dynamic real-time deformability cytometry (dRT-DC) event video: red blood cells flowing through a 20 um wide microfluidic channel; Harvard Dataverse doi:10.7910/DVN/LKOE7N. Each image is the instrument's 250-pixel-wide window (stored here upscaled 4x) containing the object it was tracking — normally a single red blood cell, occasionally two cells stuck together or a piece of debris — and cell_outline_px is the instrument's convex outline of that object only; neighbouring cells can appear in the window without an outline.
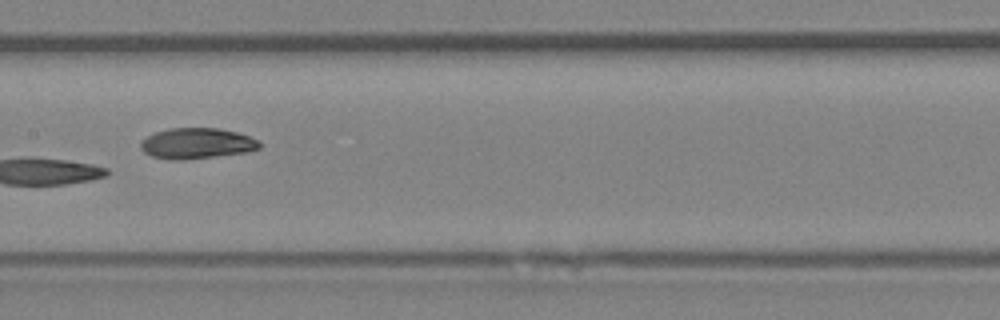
{"species": "Egyptian fruit bat (a non-hibernating species)", "species_latin": "Rousettus aegyptiacus", "temperature_condition": "room temperature", "stored_images_in_passage": 9, "camera_frame_rate_fps": 3000, "um_per_image_px": 0.085, "animal": {"sex": "female"}, "frame": {"image": 1, "passage_image": 7, "time_ms": 7.667, "image_size_px": [1000, 320], "cell_outline_px": [[260, 148], [244, 152], [180, 160], [172, 160], [152, 156], [144, 152], [140, 148], [140, 144], [148, 136], [156, 132], [168, 128], [220, 128], [236, 132], [248, 136], [256, 140], [260, 144]], "centroid_in_image_um": [16.69, 12.18], "position_along_channel_um": 190.7, "area_um2": 20.87}}